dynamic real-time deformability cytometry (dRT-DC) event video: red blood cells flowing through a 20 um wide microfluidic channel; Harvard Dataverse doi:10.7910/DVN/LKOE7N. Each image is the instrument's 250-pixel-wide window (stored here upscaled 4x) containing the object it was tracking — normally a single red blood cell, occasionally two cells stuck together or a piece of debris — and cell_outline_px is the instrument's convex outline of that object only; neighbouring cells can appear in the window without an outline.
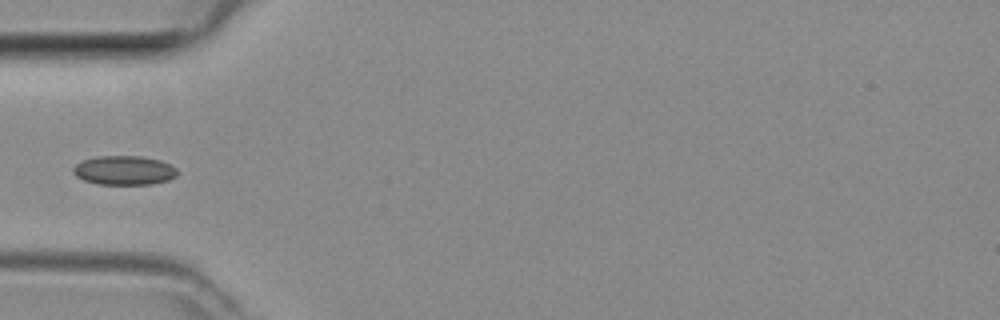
{"species": "common noctule bat (a hibernating species)", "species_latin": "Nyctalus noctula", "temperature_condition": "room temperature", "stored_images_in_passage": 5, "camera_frame_rate_fps": 3000, "um_per_image_px": 0.085, "animal": {"sex": "female", "body_mass_g": 29.2, "forearm_length_mm": 56.3}, "frame": {"image": 1, "passage_image": 5, "time_ms": 1.333, "image_size_px": [1000, 320], "cell_outline_px": [[176, 176], [168, 180], [152, 184], [96, 184], [84, 180], [76, 176], [72, 172], [72, 168], [76, 164], [84, 160], [96, 156], [140, 156], [160, 160], [176, 168]], "centroid_in_image_um": [10.52, 14.48], "position_along_channel_um": 74.5, "area_um2": 17.63}}